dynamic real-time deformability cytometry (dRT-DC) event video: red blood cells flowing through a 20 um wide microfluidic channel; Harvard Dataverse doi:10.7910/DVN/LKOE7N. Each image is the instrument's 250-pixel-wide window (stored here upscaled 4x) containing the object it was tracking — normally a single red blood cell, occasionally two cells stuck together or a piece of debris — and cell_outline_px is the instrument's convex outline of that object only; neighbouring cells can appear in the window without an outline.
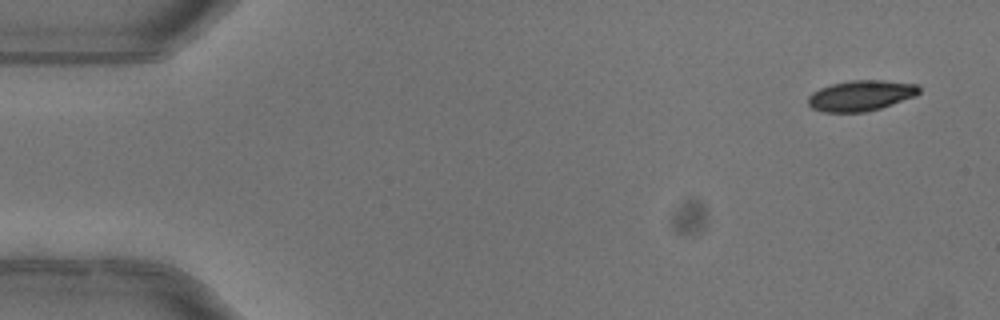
{"species": "common noctule bat (a hibernating species)", "species_latin": "Nyctalus noctula", "temperature_condition": "warm", "stored_images_in_passage": 3, "camera_frame_rate_fps": 3000, "um_per_image_px": 0.085, "animal": {"sex": "female"}, "frame": {"image": 1, "passage_image": 1, "time_ms": 0.0, "image_size_px": [1000, 320], "cell_outline_px": [[920, 92], [916, 96], [880, 108], [864, 112], [824, 112], [812, 108], [808, 104], [808, 96], [812, 92], [820, 88], [832, 84], [852, 80], [880, 80], [920, 84]], "centroid_in_image_um": [73.19, 8.12], "position_along_channel_um": 11.8, "area_um2": 19.83}}
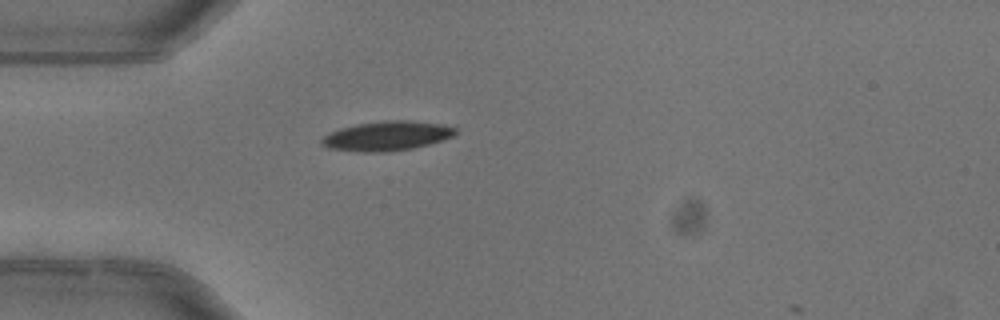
{"frame": {"image": 2, "passage_image": 3, "time_ms": 0.667, "image_size_px": [1000, 320], "cell_outline_px": [[456, 132], [452, 136], [428, 144], [412, 148], [384, 152], [364, 152], [328, 148], [320, 144], [320, 140], [324, 136], [340, 128], [356, 124], [384, 120], [408, 120], [444, 124], [456, 128]], "centroid_in_image_um": [32.86, 11.54], "position_along_channel_um": 52.1, "area_um2": 22.83}}